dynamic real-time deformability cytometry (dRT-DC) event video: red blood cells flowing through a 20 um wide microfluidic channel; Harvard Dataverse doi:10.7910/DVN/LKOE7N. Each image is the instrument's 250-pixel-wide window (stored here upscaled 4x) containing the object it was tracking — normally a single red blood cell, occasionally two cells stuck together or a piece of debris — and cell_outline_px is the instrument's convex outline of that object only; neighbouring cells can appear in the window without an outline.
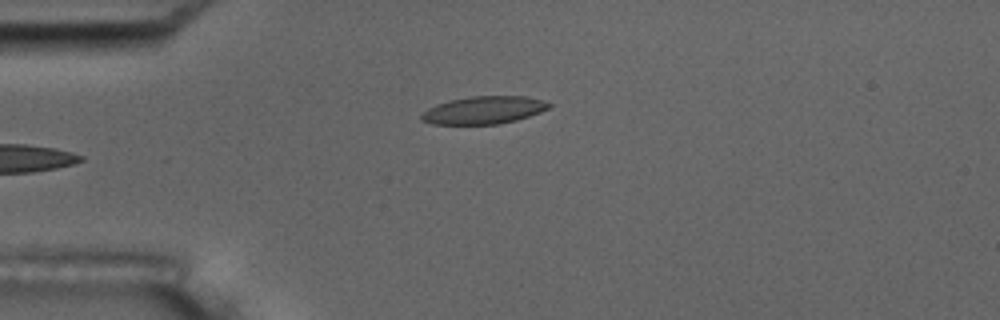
{"species": "common noctule bat (a hibernating species)", "species_latin": "Nyctalus noctula", "temperature_condition": "room temperature", "stored_images_in_passage": 6, "camera_frame_rate_fps": 3000, "um_per_image_px": 0.085, "animal": {"sex": "male", "body_mass_g": 17.5, "forearm_length_mm": 52.3}, "frame": {"image": 1, "passage_image": 6, "time_ms": 5.667, "image_size_px": [1000, 320], "cell_outline_px": [[552, 104], [548, 108], [540, 112], [516, 120], [496, 124], [432, 124], [420, 120], [420, 116], [428, 108], [436, 104], [448, 100], [472, 96], [528, 96]], "centroid_in_image_um": [41.08, 9.35], "position_along_channel_um": 43.9, "area_um2": 20.46}}